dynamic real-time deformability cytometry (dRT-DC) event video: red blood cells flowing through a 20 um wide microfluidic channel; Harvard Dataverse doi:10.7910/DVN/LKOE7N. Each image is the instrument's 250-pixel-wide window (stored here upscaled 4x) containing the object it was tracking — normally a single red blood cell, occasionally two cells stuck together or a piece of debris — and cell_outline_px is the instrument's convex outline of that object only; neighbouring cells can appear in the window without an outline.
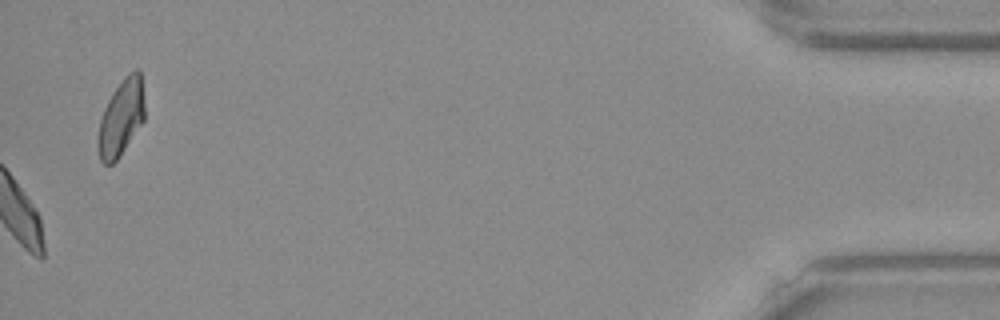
{"species": "Egyptian fruit bat (a non-hibernating species)", "species_latin": "Rousettus aegyptiacus", "temperature_condition": "warm", "stored_images_in_passage": 53, "camera_frame_rate_fps": 3000, "um_per_image_px": 0.085, "frame": {"image": 1, "passage_image": 53, "time_ms": 17.333, "image_size_px": [1000, 320], "cell_outline_px": [[144, 120], [116, 160], [112, 164], [104, 164], [100, 160], [96, 144], [96, 136], [100, 120], [104, 108], [112, 92], [124, 76], [128, 72], [136, 68], [140, 68], [144, 100]], "centroid_in_image_um": [10.27, 9.97], "position_along_channel_um": 424.9, "area_um2": 20.92}, "authors_computed_cell_mechanics": {"area_um2": 21.8484, "velocity_mm_per_s": 3.9084, "shape_relaxation_time_tau1_ms": 3.7275, "shape_relaxation_time_tau2_ms": 2.6603, "deformation_change_tau1": 0.1249, "deformation_change_tau2": 0.0855}}